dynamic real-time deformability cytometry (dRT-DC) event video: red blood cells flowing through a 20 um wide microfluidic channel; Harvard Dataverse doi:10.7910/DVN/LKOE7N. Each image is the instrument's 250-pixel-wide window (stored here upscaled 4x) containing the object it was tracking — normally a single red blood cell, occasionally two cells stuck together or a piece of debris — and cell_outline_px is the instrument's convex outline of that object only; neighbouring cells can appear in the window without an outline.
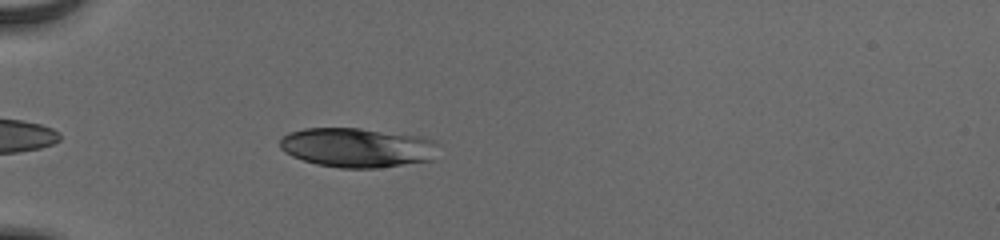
{"species": "human", "species_latin": "Homo sapiens", "temperature_condition": "cold", "stored_images_in_passage": 40, "camera_frame_rate_fps": 3000, "um_per_image_px": 0.085, "donor": {"sex": "male"}, "frame": {"image": 1, "passage_image": 4, "time_ms": 1.0, "image_size_px": [1000, 240], "cell_outline_px": [[440, 144], [432, 160], [380, 168], [340, 168], [316, 164], [292, 156], [284, 152], [280, 148], [280, 140], [288, 132], [304, 128], [360, 128], [420, 136], [436, 140]], "centroid_in_image_um": [30.39, 12.54], "position_along_channel_um": 54.6, "area_um2": 36.76}}
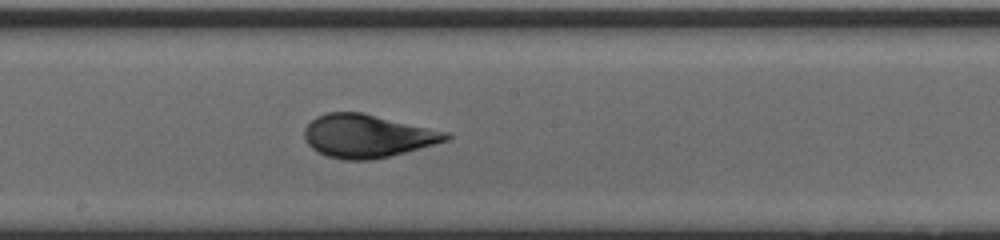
{"frame": {"image": 2, "passage_image": 18, "time_ms": 5.667, "image_size_px": [1000, 240], "cell_outline_px": [[452, 136], [448, 140], [404, 152], [372, 160], [344, 160], [328, 156], [316, 152], [304, 140], [304, 128], [316, 116], [328, 112], [364, 112], [448, 132]], "centroid_in_image_um": [31.19, 11.55], "position_along_channel_um": 217.0, "area_um2": 35.6}}
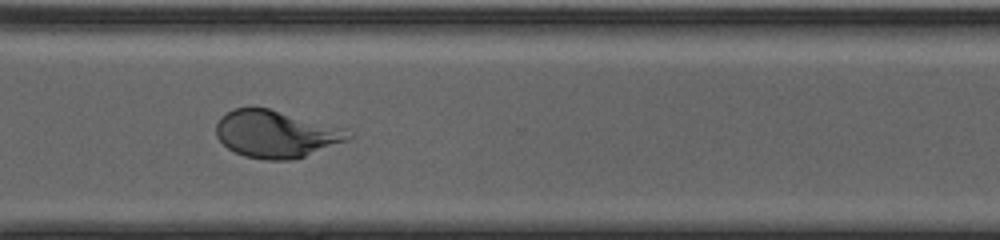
{"frame": {"image": 3, "passage_image": 28, "time_ms": 9.0, "image_size_px": [1000, 240], "cell_outline_px": [[352, 136], [344, 140], [304, 156], [292, 160], [264, 160], [244, 156], [228, 148], [216, 136], [216, 124], [220, 116], [232, 108], [268, 108], [348, 128]], "centroid_in_image_um": [23.43, 11.37], "position_along_channel_um": 347.2, "area_um2": 36.24}, "authors_computed_cell_mechanics": {"area_um2": 35.5181, "velocity_mm_per_s": 3.8944, "shape_relaxation_time_tau1_ms": 4.3848, "shape_relaxation_time_tau2_ms": null, "deformation_change_tau1": 0.1918, "deformation_change_tau2": null}}